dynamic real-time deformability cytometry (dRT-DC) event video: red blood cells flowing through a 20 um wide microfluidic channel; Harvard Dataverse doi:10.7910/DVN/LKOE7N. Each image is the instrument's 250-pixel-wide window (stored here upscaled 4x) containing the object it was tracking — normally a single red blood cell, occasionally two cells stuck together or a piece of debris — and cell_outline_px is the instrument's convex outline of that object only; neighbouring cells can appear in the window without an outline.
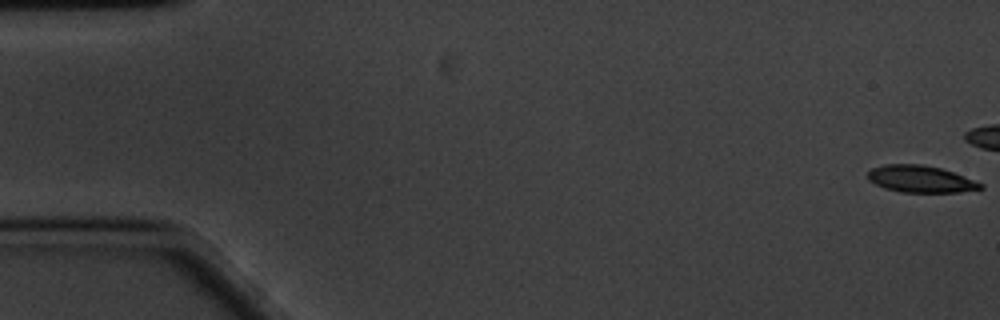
{"species": "common noctule bat (a hibernating species)", "species_latin": "Nyctalus noctula", "temperature_condition": "cold", "stored_images_in_passage": 20, "camera_frame_rate_fps": 3000, "um_per_image_px": 0.085, "animal": {"sex": "male", "body_mass_g": 20.1, "forearm_length_mm": 53.5}, "frame": {"image": 1, "passage_image": 1, "time_ms": 0.0, "image_size_px": [1000, 320], "cell_outline_px": [[984, 188], [960, 192], [900, 192], [884, 188], [868, 180], [868, 172], [872, 168], [884, 164], [924, 164], [940, 168], [952, 172], [984, 184]], "centroid_in_image_um": [78.23, 15.22], "position_along_channel_um": 6.8, "area_um2": 17.63}}